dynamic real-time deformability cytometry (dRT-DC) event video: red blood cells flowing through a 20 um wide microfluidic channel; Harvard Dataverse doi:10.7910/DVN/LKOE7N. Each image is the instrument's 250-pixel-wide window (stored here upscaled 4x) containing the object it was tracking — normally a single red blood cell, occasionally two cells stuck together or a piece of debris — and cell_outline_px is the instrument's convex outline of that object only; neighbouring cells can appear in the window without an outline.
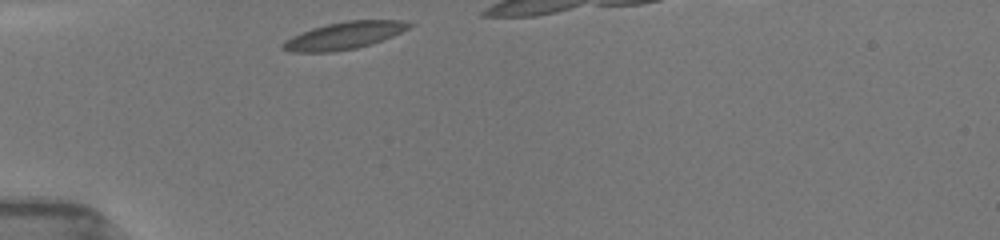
{"species": "common noctule bat (a hibernating species)", "species_latin": "Nyctalus noctula", "temperature_condition": "room temperature", "stored_images_in_passage": 1, "camera_frame_rate_fps": 3000, "um_per_image_px": 0.085, "animal": {"sex": "female", "body_mass_g": 19.5, "forearm_length_mm": 54.1}, "frame": {"image": 1, "passage_image": 1, "time_ms": 0.0, "image_size_px": [1000, 240], "cell_outline_px": [[412, 24], [408, 28], [392, 36], [372, 44], [356, 48], [332, 52], [292, 52], [280, 48], [280, 44], [284, 40], [292, 36], [312, 28], [328, 24], [348, 20], [404, 20]], "centroid_in_image_um": [29.21, 3.03], "position_along_channel_um": 55.8, "area_um2": 20.0}}